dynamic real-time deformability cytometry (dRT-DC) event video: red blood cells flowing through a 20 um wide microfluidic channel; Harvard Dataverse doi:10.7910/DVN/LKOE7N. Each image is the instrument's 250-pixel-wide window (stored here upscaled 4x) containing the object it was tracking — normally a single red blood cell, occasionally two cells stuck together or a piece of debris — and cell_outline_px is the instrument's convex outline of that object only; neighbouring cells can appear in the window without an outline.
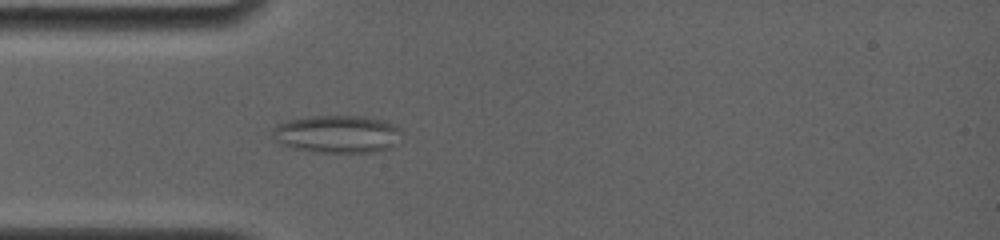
{"species": "common noctule bat (a hibernating species)", "species_latin": "Nyctalus noctula", "temperature_condition": "room temperature", "stored_images_in_passage": 17, "camera_frame_rate_fps": 4000, "um_per_image_px": 0.085, "animal": {"sex": "female", "body_mass_g": 19.0, "forearm_length_mm": 56.7}, "frame": {"image": 1, "passage_image": 16, "time_ms": 4.5, "image_size_px": [1000, 240], "cell_outline_px": [[404, 128], [392, 144], [388, 148], [376, 152], [312, 152], [280, 144], [272, 136], [272, 128], [288, 120], [312, 116], [364, 116], [384, 120], [396, 124]], "centroid_in_image_um": [28.67, 11.38], "position_along_channel_um": 56.3, "area_um2": 28.32}}